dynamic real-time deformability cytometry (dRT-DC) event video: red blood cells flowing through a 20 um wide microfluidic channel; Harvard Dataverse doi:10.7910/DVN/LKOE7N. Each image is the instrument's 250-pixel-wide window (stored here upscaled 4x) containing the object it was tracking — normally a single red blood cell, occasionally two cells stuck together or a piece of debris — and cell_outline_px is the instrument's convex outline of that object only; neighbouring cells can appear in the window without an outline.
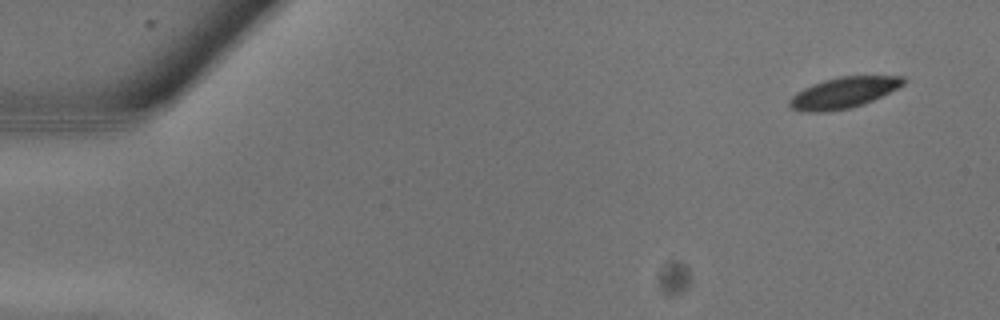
{"species": "common noctule bat (a hibernating species)", "species_latin": "Nyctalus noctula", "temperature_condition": "warm", "stored_images_in_passage": 15, "camera_frame_rate_fps": 3000, "um_per_image_px": 0.085, "animal": {"sex": "male", "body_mass_g": 13.3}, "frame": {"image": 1, "passage_image": 2, "time_ms": 0.333, "image_size_px": [1000, 320], "cell_outline_px": [[904, 84], [864, 104], [848, 108], [824, 112], [804, 112], [792, 108], [788, 104], [788, 100], [796, 92], [812, 84], [824, 80], [840, 76], [904, 76]], "centroid_in_image_um": [71.65, 7.88], "position_along_channel_um": 13.4, "area_um2": 20.29}}
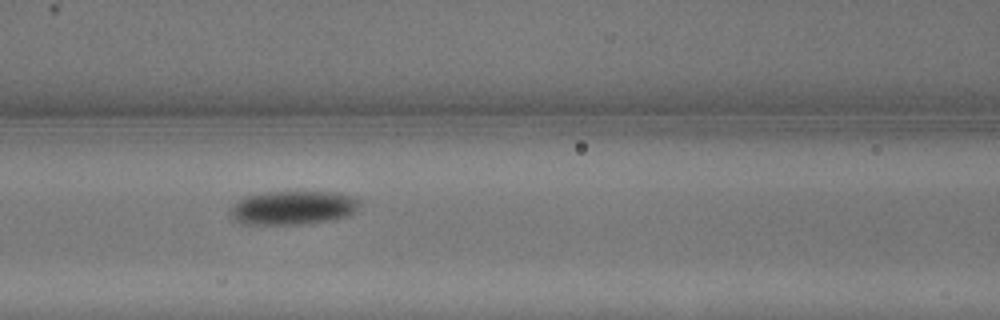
{"frame": {"image": 2, "passage_image": 12, "time_ms": 3.667, "image_size_px": [1000, 320], "cell_outline_px": [[360, 204], [348, 216], [336, 220], [304, 224], [240, 224], [228, 212], [244, 196], [260, 192], [336, 192], [352, 196], [360, 200]], "centroid_in_image_um": [24.92, 17.66], "position_along_channel_um": 141.7, "area_um2": 25.61}}
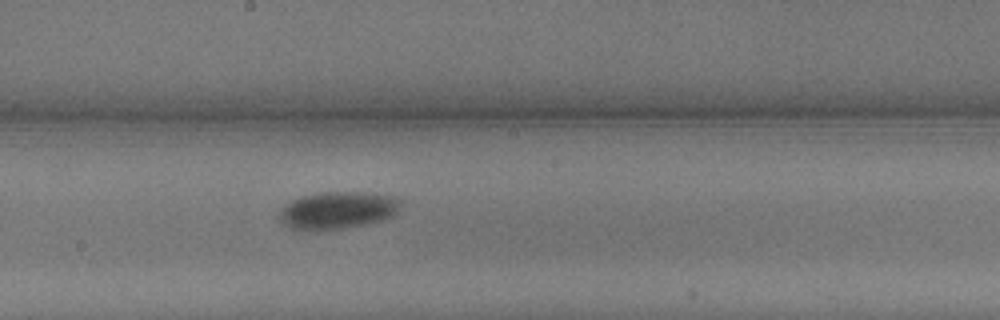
{"frame": {"image": 3, "passage_image": 15, "time_ms": 4.667, "image_size_px": [1000, 320], "cell_outline_px": [[400, 208], [392, 216], [380, 220], [364, 224], [340, 228], [292, 228], [284, 224], [280, 220], [280, 212], [284, 204], [300, 196], [320, 192], [364, 192], [396, 196], [400, 200]], "centroid_in_image_um": [28.72, 17.82], "position_along_channel_um": 219.5, "area_um2": 25.78}}